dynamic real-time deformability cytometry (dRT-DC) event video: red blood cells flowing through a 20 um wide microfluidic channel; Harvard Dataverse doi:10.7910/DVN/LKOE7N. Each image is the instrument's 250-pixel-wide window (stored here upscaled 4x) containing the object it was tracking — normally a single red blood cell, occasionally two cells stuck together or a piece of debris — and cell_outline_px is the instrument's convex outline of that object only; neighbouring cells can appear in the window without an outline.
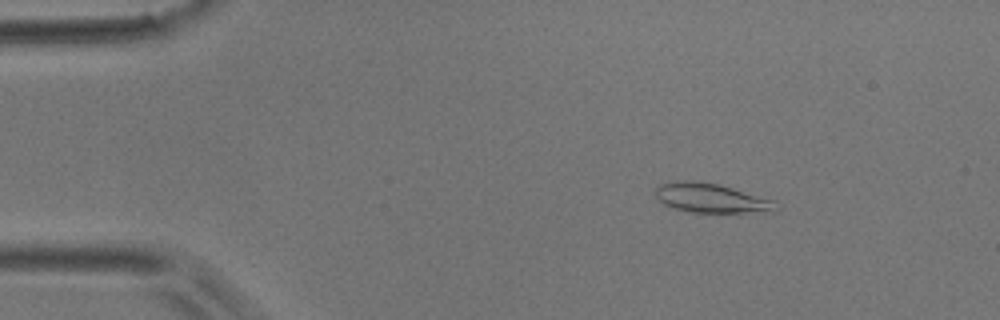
{"species": "common noctule bat (a hibernating species)", "species_latin": "Nyctalus noctula", "temperature_condition": "room temperature", "stored_images_in_passage": 52, "camera_frame_rate_fps": 3000, "um_per_image_px": 0.085, "animal": {"sex": "male", "body_mass_g": 17.9}, "frame": {"image": 1, "passage_image": 8, "time_ms": 2.333, "image_size_px": [1000, 320], "cell_outline_px": [[780, 208], [772, 212], [692, 212], [676, 208], [664, 204], [656, 196], [656, 188], [660, 184], [676, 180], [692, 180], [716, 184], [732, 188], [776, 200], [780, 204]], "centroid_in_image_um": [60.52, 16.84], "position_along_channel_um": 24.5, "area_um2": 20.58}}
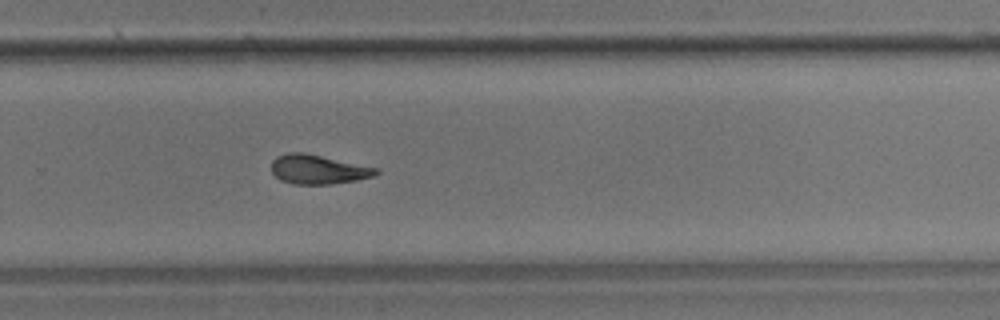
{"frame": {"image": 2, "passage_image": 35, "time_ms": 11.333, "image_size_px": [1000, 320], "cell_outline_px": [[380, 172], [376, 176], [356, 180], [332, 184], [292, 184], [280, 180], [272, 172], [272, 160], [276, 156], [288, 152], [304, 152], [380, 168]], "centroid_in_image_um": [27.07, 14.39], "position_along_channel_um": 302.7, "area_um2": 18.09}}
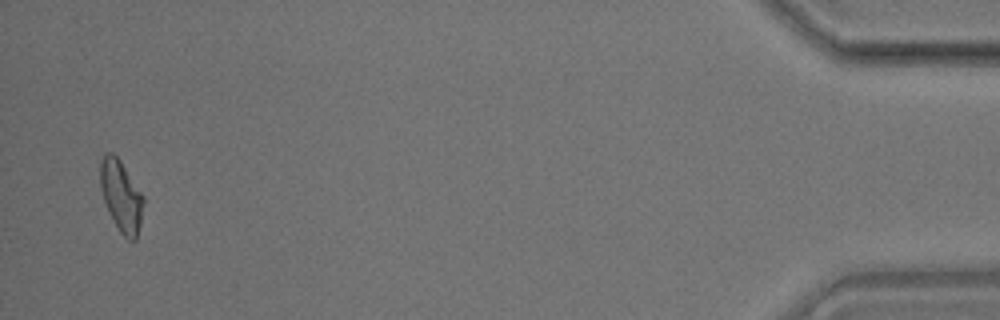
{"frame": {"image": 3, "passage_image": 51, "time_ms": 16.667, "image_size_px": [1000, 320], "cell_outline_px": [[144, 200], [140, 224], [136, 240], [128, 240], [120, 232], [108, 212], [100, 188], [100, 160], [104, 152], [112, 152], [120, 160], [144, 196]], "centroid_in_image_um": [10.29, 16.64], "position_along_channel_um": 424.9, "area_um2": 17.98}, "authors_computed_cell_mechanics": {"area_um2": 18.2359, "velocity_mm_per_s": 3.8652, "shape_relaxation_time_tau1_ms": 5.21, "shape_relaxation_time_tau2_ms": 6.6639, "deformation_change_tau1": 0.1484, "deformation_change_tau2": 0.1448}}